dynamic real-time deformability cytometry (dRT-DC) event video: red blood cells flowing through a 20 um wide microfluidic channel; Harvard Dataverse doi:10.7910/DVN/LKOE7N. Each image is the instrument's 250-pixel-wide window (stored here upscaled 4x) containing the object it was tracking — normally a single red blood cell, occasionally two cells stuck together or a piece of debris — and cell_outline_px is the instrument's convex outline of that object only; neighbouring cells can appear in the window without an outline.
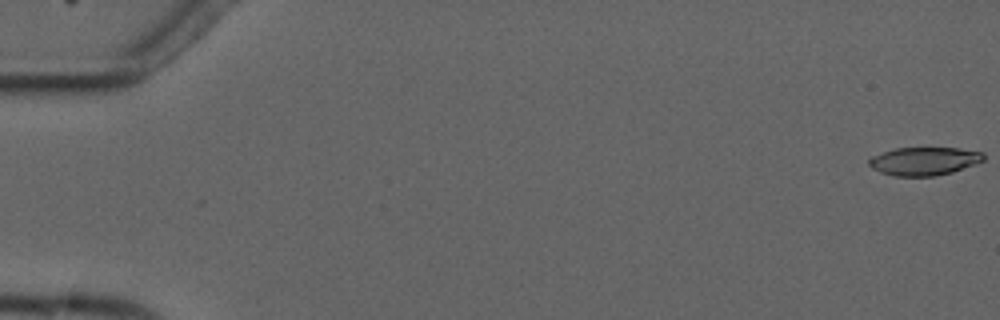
{"species": "common noctule bat (a hibernating species)", "species_latin": "Nyctalus noctula", "temperature_condition": "cold", "stored_images_in_passage": 8, "camera_frame_rate_fps": 3000, "um_per_image_px": 0.085, "animal": {"sex": "male", "forearm_length_mm": 52.5}, "frame": {"image": 1, "passage_image": 1, "time_ms": 0.0, "image_size_px": [1000, 320], "cell_outline_px": [[984, 160], [952, 172], [936, 176], [896, 176], [880, 172], [872, 168], [868, 164], [868, 160], [872, 156], [896, 148], [960, 148], [984, 152]], "centroid_in_image_um": [78.55, 13.69], "position_along_channel_um": 6.5, "area_um2": 18.73}}
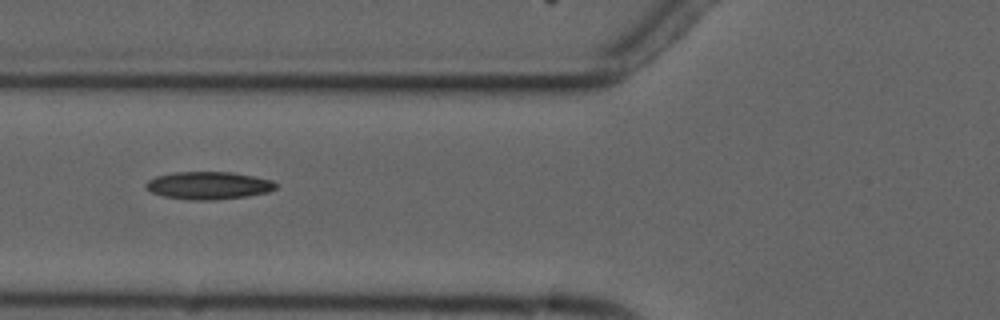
{"frame": {"image": 2, "passage_image": 7, "time_ms": 7.0, "image_size_px": [1000, 320], "cell_outline_px": [[276, 188], [268, 192], [248, 196], [216, 200], [188, 200], [164, 196], [152, 192], [144, 184], [148, 180], [156, 176], [172, 172], [232, 172], [272, 180], [276, 184]], "centroid_in_image_um": [17.72, 15.77], "position_along_channel_um": 108.1, "area_um2": 20.92}}
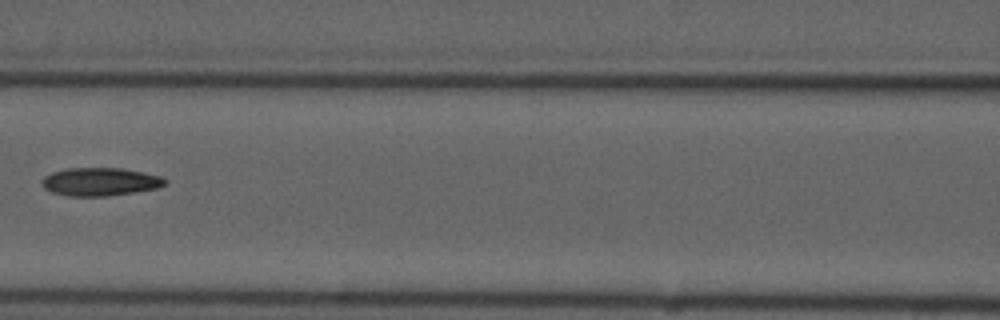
{"frame": {"image": 3, "passage_image": 8, "time_ms": 8.333, "image_size_px": [1000, 320], "cell_outline_px": [[168, 184], [156, 188], [132, 192], [104, 196], [68, 196], [52, 192], [44, 188], [44, 176], [52, 172], [68, 168], [120, 168], [160, 176], [168, 180]], "centroid_in_image_um": [8.52, 15.44], "position_along_channel_um": 158.1, "area_um2": 19.88}}